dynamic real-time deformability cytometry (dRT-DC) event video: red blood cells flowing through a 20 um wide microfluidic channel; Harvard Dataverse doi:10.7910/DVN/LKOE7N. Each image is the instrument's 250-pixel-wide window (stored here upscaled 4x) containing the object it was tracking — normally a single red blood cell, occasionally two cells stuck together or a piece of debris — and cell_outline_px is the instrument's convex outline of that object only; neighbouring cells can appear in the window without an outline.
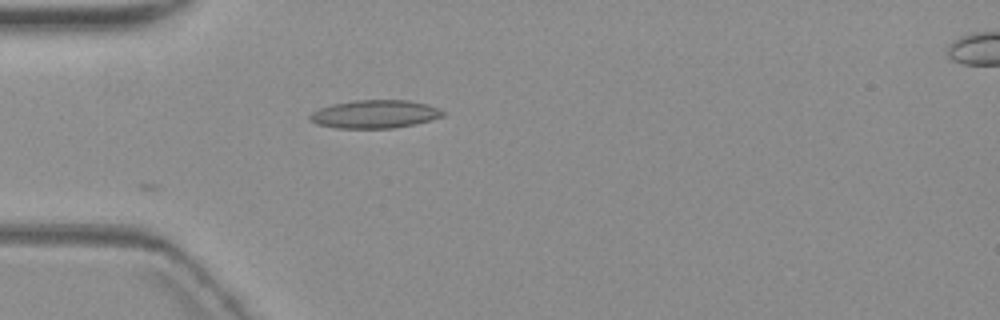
{"species": "common noctule bat (a hibernating species)", "species_latin": "Nyctalus noctula", "temperature_condition": "warm", "stored_images_in_passage": 3, "camera_frame_rate_fps": 3000, "um_per_image_px": 0.085, "animal": {"sex": "female", "body_mass_g": 19.3, "forearm_length_mm": 54.1}, "frame": {"image": 1, "passage_image": 3, "time_ms": 3.0, "image_size_px": [1000, 320], "cell_outline_px": [[444, 116], [432, 120], [416, 124], [392, 128], [336, 128], [316, 124], [308, 120], [308, 116], [312, 112], [320, 108], [332, 104], [352, 100], [408, 100], [428, 104], [440, 108], [444, 112]], "centroid_in_image_um": [31.86, 9.7], "position_along_channel_um": 53.1, "area_um2": 22.08}}